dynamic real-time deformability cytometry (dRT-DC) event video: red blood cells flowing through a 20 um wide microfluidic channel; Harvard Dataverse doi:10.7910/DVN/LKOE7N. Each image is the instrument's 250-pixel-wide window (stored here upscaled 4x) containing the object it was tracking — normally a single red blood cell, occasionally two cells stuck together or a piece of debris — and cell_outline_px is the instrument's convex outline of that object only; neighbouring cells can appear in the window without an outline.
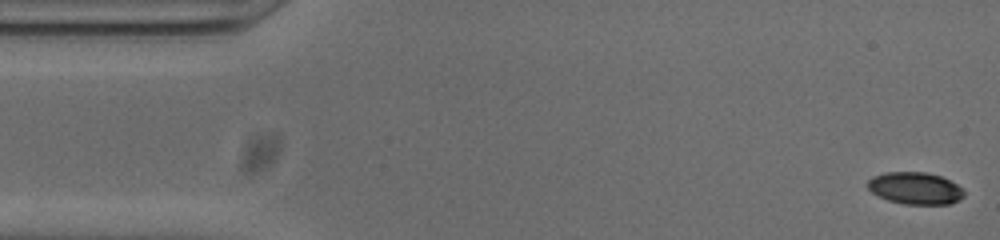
{"species": "common noctule bat (a hibernating species)", "species_latin": "Nyctalus noctula", "temperature_condition": "cold", "stored_images_in_passage": 52, "camera_frame_rate_fps": 3000, "um_per_image_px": 0.085, "animal": {"sex": "male", "body_mass_g": 20.0, "forearm_length_mm": 53.3}, "frame": {"image": 1, "passage_image": 1, "time_ms": 0.0, "image_size_px": [1000, 240], "cell_outline_px": [[964, 196], [960, 200], [948, 204], [904, 204], [888, 200], [872, 192], [868, 188], [868, 180], [872, 176], [884, 172], [924, 172], [940, 176], [956, 184], [964, 192]], "centroid_in_image_um": [77.78, 16.0], "position_along_channel_um": 7.2, "area_um2": 17.86}}
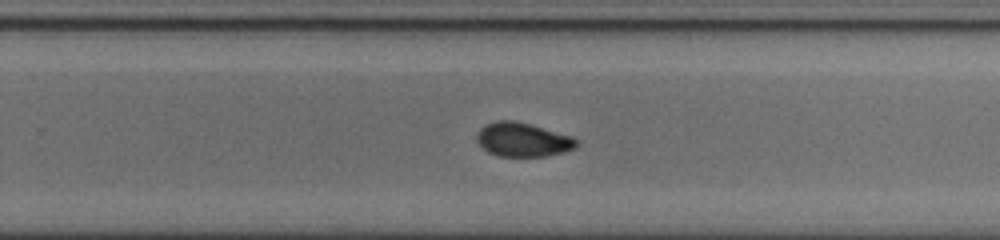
{"frame": {"image": 2, "passage_image": 32, "time_ms": 10.333, "image_size_px": [1000, 240], "cell_outline_px": [[576, 148], [564, 152], [544, 156], [500, 156], [488, 152], [476, 140], [476, 132], [484, 124], [496, 120], [516, 120], [532, 124], [572, 136], [576, 140]], "centroid_in_image_um": [44.41, 11.85], "position_along_channel_um": 285.4, "area_um2": 19.88}}
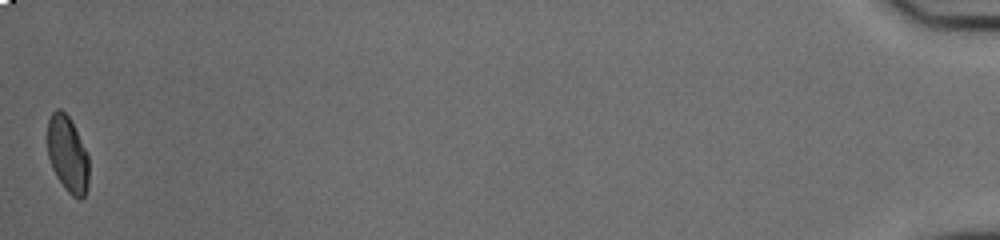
{"frame": {"image": 3, "passage_image": 52, "time_ms": 17.0, "image_size_px": [1000, 240], "cell_outline_px": [[88, 184], [84, 196], [80, 200], [72, 196], [64, 188], [56, 176], [52, 168], [48, 156], [48, 120], [52, 112], [56, 108], [60, 108], [68, 116], [88, 156]], "centroid_in_image_um": [5.73, 13.14], "position_along_channel_um": 429.5, "area_um2": 18.15}, "authors_computed_cell_mechanics": {"area_um2": 19.4786, "velocity_mm_per_s": 3.8122, "shape_relaxation_time_tau1_ms": 6.0586, "shape_relaxation_time_tau2_ms": 5.6521, "deformation_change_tau1": 0.1511, "deformation_change_tau2": 0.0756}}